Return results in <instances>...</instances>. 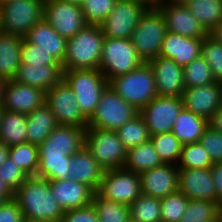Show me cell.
<instances>
[{
	"label": "cell",
	"instance_id": "cell-55",
	"mask_svg": "<svg viewBox=\"0 0 222 222\" xmlns=\"http://www.w3.org/2000/svg\"><path fill=\"white\" fill-rule=\"evenodd\" d=\"M190 0H154L153 3H165V4H182L185 5Z\"/></svg>",
	"mask_w": 222,
	"mask_h": 222
},
{
	"label": "cell",
	"instance_id": "cell-42",
	"mask_svg": "<svg viewBox=\"0 0 222 222\" xmlns=\"http://www.w3.org/2000/svg\"><path fill=\"white\" fill-rule=\"evenodd\" d=\"M188 200L180 191L161 198V222H179L184 215Z\"/></svg>",
	"mask_w": 222,
	"mask_h": 222
},
{
	"label": "cell",
	"instance_id": "cell-34",
	"mask_svg": "<svg viewBox=\"0 0 222 222\" xmlns=\"http://www.w3.org/2000/svg\"><path fill=\"white\" fill-rule=\"evenodd\" d=\"M10 159L28 176H37L39 165L38 146L29 142L9 146Z\"/></svg>",
	"mask_w": 222,
	"mask_h": 222
},
{
	"label": "cell",
	"instance_id": "cell-59",
	"mask_svg": "<svg viewBox=\"0 0 222 222\" xmlns=\"http://www.w3.org/2000/svg\"><path fill=\"white\" fill-rule=\"evenodd\" d=\"M20 222H42V221H36V220H32V219H28V218H25L23 217Z\"/></svg>",
	"mask_w": 222,
	"mask_h": 222
},
{
	"label": "cell",
	"instance_id": "cell-9",
	"mask_svg": "<svg viewBox=\"0 0 222 222\" xmlns=\"http://www.w3.org/2000/svg\"><path fill=\"white\" fill-rule=\"evenodd\" d=\"M85 147L103 170L123 168L127 149L116 131L87 127Z\"/></svg>",
	"mask_w": 222,
	"mask_h": 222
},
{
	"label": "cell",
	"instance_id": "cell-48",
	"mask_svg": "<svg viewBox=\"0 0 222 222\" xmlns=\"http://www.w3.org/2000/svg\"><path fill=\"white\" fill-rule=\"evenodd\" d=\"M60 222H99L98 216L92 203L78 209L64 211Z\"/></svg>",
	"mask_w": 222,
	"mask_h": 222
},
{
	"label": "cell",
	"instance_id": "cell-27",
	"mask_svg": "<svg viewBox=\"0 0 222 222\" xmlns=\"http://www.w3.org/2000/svg\"><path fill=\"white\" fill-rule=\"evenodd\" d=\"M23 38L0 32V78L12 80L21 65Z\"/></svg>",
	"mask_w": 222,
	"mask_h": 222
},
{
	"label": "cell",
	"instance_id": "cell-1",
	"mask_svg": "<svg viewBox=\"0 0 222 222\" xmlns=\"http://www.w3.org/2000/svg\"><path fill=\"white\" fill-rule=\"evenodd\" d=\"M25 218L42 222H60L64 210L53 197L50 181L38 176H28L13 193Z\"/></svg>",
	"mask_w": 222,
	"mask_h": 222
},
{
	"label": "cell",
	"instance_id": "cell-26",
	"mask_svg": "<svg viewBox=\"0 0 222 222\" xmlns=\"http://www.w3.org/2000/svg\"><path fill=\"white\" fill-rule=\"evenodd\" d=\"M70 166L69 180L86 184L97 192L104 170L85 146L71 156Z\"/></svg>",
	"mask_w": 222,
	"mask_h": 222
},
{
	"label": "cell",
	"instance_id": "cell-6",
	"mask_svg": "<svg viewBox=\"0 0 222 222\" xmlns=\"http://www.w3.org/2000/svg\"><path fill=\"white\" fill-rule=\"evenodd\" d=\"M44 0H12L0 5V30L24 37L43 19Z\"/></svg>",
	"mask_w": 222,
	"mask_h": 222
},
{
	"label": "cell",
	"instance_id": "cell-46",
	"mask_svg": "<svg viewBox=\"0 0 222 222\" xmlns=\"http://www.w3.org/2000/svg\"><path fill=\"white\" fill-rule=\"evenodd\" d=\"M26 175L15 163L10 159L0 166V178L3 180L9 190L14 193L26 180Z\"/></svg>",
	"mask_w": 222,
	"mask_h": 222
},
{
	"label": "cell",
	"instance_id": "cell-32",
	"mask_svg": "<svg viewBox=\"0 0 222 222\" xmlns=\"http://www.w3.org/2000/svg\"><path fill=\"white\" fill-rule=\"evenodd\" d=\"M162 164L153 143L149 140L127 150V158L123 168L141 174Z\"/></svg>",
	"mask_w": 222,
	"mask_h": 222
},
{
	"label": "cell",
	"instance_id": "cell-10",
	"mask_svg": "<svg viewBox=\"0 0 222 222\" xmlns=\"http://www.w3.org/2000/svg\"><path fill=\"white\" fill-rule=\"evenodd\" d=\"M152 0H116L109 16L99 25L104 37L130 39Z\"/></svg>",
	"mask_w": 222,
	"mask_h": 222
},
{
	"label": "cell",
	"instance_id": "cell-30",
	"mask_svg": "<svg viewBox=\"0 0 222 222\" xmlns=\"http://www.w3.org/2000/svg\"><path fill=\"white\" fill-rule=\"evenodd\" d=\"M208 126V120L183 108L174 122L172 133L182 145L197 143Z\"/></svg>",
	"mask_w": 222,
	"mask_h": 222
},
{
	"label": "cell",
	"instance_id": "cell-64",
	"mask_svg": "<svg viewBox=\"0 0 222 222\" xmlns=\"http://www.w3.org/2000/svg\"><path fill=\"white\" fill-rule=\"evenodd\" d=\"M128 222H141V221L130 218Z\"/></svg>",
	"mask_w": 222,
	"mask_h": 222
},
{
	"label": "cell",
	"instance_id": "cell-45",
	"mask_svg": "<svg viewBox=\"0 0 222 222\" xmlns=\"http://www.w3.org/2000/svg\"><path fill=\"white\" fill-rule=\"evenodd\" d=\"M21 63L29 65H61L53 56L40 49V46L28 43L24 38Z\"/></svg>",
	"mask_w": 222,
	"mask_h": 222
},
{
	"label": "cell",
	"instance_id": "cell-47",
	"mask_svg": "<svg viewBox=\"0 0 222 222\" xmlns=\"http://www.w3.org/2000/svg\"><path fill=\"white\" fill-rule=\"evenodd\" d=\"M207 150L213 163L222 162V133L213 129L210 125L205 129L200 141Z\"/></svg>",
	"mask_w": 222,
	"mask_h": 222
},
{
	"label": "cell",
	"instance_id": "cell-25",
	"mask_svg": "<svg viewBox=\"0 0 222 222\" xmlns=\"http://www.w3.org/2000/svg\"><path fill=\"white\" fill-rule=\"evenodd\" d=\"M62 65H29L21 63L12 80L42 89L50 90L62 79Z\"/></svg>",
	"mask_w": 222,
	"mask_h": 222
},
{
	"label": "cell",
	"instance_id": "cell-52",
	"mask_svg": "<svg viewBox=\"0 0 222 222\" xmlns=\"http://www.w3.org/2000/svg\"><path fill=\"white\" fill-rule=\"evenodd\" d=\"M209 35L217 42L222 44V21L212 31L209 32Z\"/></svg>",
	"mask_w": 222,
	"mask_h": 222
},
{
	"label": "cell",
	"instance_id": "cell-14",
	"mask_svg": "<svg viewBox=\"0 0 222 222\" xmlns=\"http://www.w3.org/2000/svg\"><path fill=\"white\" fill-rule=\"evenodd\" d=\"M183 108L181 97L156 96L139 114L145 120L151 136L171 132Z\"/></svg>",
	"mask_w": 222,
	"mask_h": 222
},
{
	"label": "cell",
	"instance_id": "cell-5",
	"mask_svg": "<svg viewBox=\"0 0 222 222\" xmlns=\"http://www.w3.org/2000/svg\"><path fill=\"white\" fill-rule=\"evenodd\" d=\"M167 27L161 12L150 6L141 16L138 25L132 32L131 42L137 54L144 62L159 56Z\"/></svg>",
	"mask_w": 222,
	"mask_h": 222
},
{
	"label": "cell",
	"instance_id": "cell-20",
	"mask_svg": "<svg viewBox=\"0 0 222 222\" xmlns=\"http://www.w3.org/2000/svg\"><path fill=\"white\" fill-rule=\"evenodd\" d=\"M178 167L162 164L140 174L141 194L164 198L178 191Z\"/></svg>",
	"mask_w": 222,
	"mask_h": 222
},
{
	"label": "cell",
	"instance_id": "cell-36",
	"mask_svg": "<svg viewBox=\"0 0 222 222\" xmlns=\"http://www.w3.org/2000/svg\"><path fill=\"white\" fill-rule=\"evenodd\" d=\"M92 205L96 210L99 222H128L130 207L120 202L104 199L94 192Z\"/></svg>",
	"mask_w": 222,
	"mask_h": 222
},
{
	"label": "cell",
	"instance_id": "cell-54",
	"mask_svg": "<svg viewBox=\"0 0 222 222\" xmlns=\"http://www.w3.org/2000/svg\"><path fill=\"white\" fill-rule=\"evenodd\" d=\"M0 196H13V193L5 185L3 180L0 178Z\"/></svg>",
	"mask_w": 222,
	"mask_h": 222
},
{
	"label": "cell",
	"instance_id": "cell-60",
	"mask_svg": "<svg viewBox=\"0 0 222 222\" xmlns=\"http://www.w3.org/2000/svg\"><path fill=\"white\" fill-rule=\"evenodd\" d=\"M3 111H4V109H3L2 103H0V118H1V115H2Z\"/></svg>",
	"mask_w": 222,
	"mask_h": 222
},
{
	"label": "cell",
	"instance_id": "cell-61",
	"mask_svg": "<svg viewBox=\"0 0 222 222\" xmlns=\"http://www.w3.org/2000/svg\"><path fill=\"white\" fill-rule=\"evenodd\" d=\"M9 1H12V0H0V5H3L4 3L9 2Z\"/></svg>",
	"mask_w": 222,
	"mask_h": 222
},
{
	"label": "cell",
	"instance_id": "cell-58",
	"mask_svg": "<svg viewBox=\"0 0 222 222\" xmlns=\"http://www.w3.org/2000/svg\"><path fill=\"white\" fill-rule=\"evenodd\" d=\"M13 196H0V205L4 202V201H7V200H10L12 199Z\"/></svg>",
	"mask_w": 222,
	"mask_h": 222
},
{
	"label": "cell",
	"instance_id": "cell-2",
	"mask_svg": "<svg viewBox=\"0 0 222 222\" xmlns=\"http://www.w3.org/2000/svg\"><path fill=\"white\" fill-rule=\"evenodd\" d=\"M104 39L99 25H86L67 39L63 70L99 69Z\"/></svg>",
	"mask_w": 222,
	"mask_h": 222
},
{
	"label": "cell",
	"instance_id": "cell-63",
	"mask_svg": "<svg viewBox=\"0 0 222 222\" xmlns=\"http://www.w3.org/2000/svg\"><path fill=\"white\" fill-rule=\"evenodd\" d=\"M213 222H222V215L217 220H215Z\"/></svg>",
	"mask_w": 222,
	"mask_h": 222
},
{
	"label": "cell",
	"instance_id": "cell-50",
	"mask_svg": "<svg viewBox=\"0 0 222 222\" xmlns=\"http://www.w3.org/2000/svg\"><path fill=\"white\" fill-rule=\"evenodd\" d=\"M210 170L217 193V203L222 207V162L214 163Z\"/></svg>",
	"mask_w": 222,
	"mask_h": 222
},
{
	"label": "cell",
	"instance_id": "cell-39",
	"mask_svg": "<svg viewBox=\"0 0 222 222\" xmlns=\"http://www.w3.org/2000/svg\"><path fill=\"white\" fill-rule=\"evenodd\" d=\"M185 88L205 86L217 82L206 60L200 55L183 67Z\"/></svg>",
	"mask_w": 222,
	"mask_h": 222
},
{
	"label": "cell",
	"instance_id": "cell-29",
	"mask_svg": "<svg viewBox=\"0 0 222 222\" xmlns=\"http://www.w3.org/2000/svg\"><path fill=\"white\" fill-rule=\"evenodd\" d=\"M57 126L55 115L44 103L27 114V142L39 146Z\"/></svg>",
	"mask_w": 222,
	"mask_h": 222
},
{
	"label": "cell",
	"instance_id": "cell-62",
	"mask_svg": "<svg viewBox=\"0 0 222 222\" xmlns=\"http://www.w3.org/2000/svg\"><path fill=\"white\" fill-rule=\"evenodd\" d=\"M219 85H220V89H221V98H222V79L220 81H218Z\"/></svg>",
	"mask_w": 222,
	"mask_h": 222
},
{
	"label": "cell",
	"instance_id": "cell-41",
	"mask_svg": "<svg viewBox=\"0 0 222 222\" xmlns=\"http://www.w3.org/2000/svg\"><path fill=\"white\" fill-rule=\"evenodd\" d=\"M212 162L207 150L200 142L182 146L178 169H206L211 168Z\"/></svg>",
	"mask_w": 222,
	"mask_h": 222
},
{
	"label": "cell",
	"instance_id": "cell-44",
	"mask_svg": "<svg viewBox=\"0 0 222 222\" xmlns=\"http://www.w3.org/2000/svg\"><path fill=\"white\" fill-rule=\"evenodd\" d=\"M201 56L209 64L216 81L222 79V44L208 35L201 45Z\"/></svg>",
	"mask_w": 222,
	"mask_h": 222
},
{
	"label": "cell",
	"instance_id": "cell-21",
	"mask_svg": "<svg viewBox=\"0 0 222 222\" xmlns=\"http://www.w3.org/2000/svg\"><path fill=\"white\" fill-rule=\"evenodd\" d=\"M50 189L64 211L90 205L94 194L86 184L69 179L50 181Z\"/></svg>",
	"mask_w": 222,
	"mask_h": 222
},
{
	"label": "cell",
	"instance_id": "cell-19",
	"mask_svg": "<svg viewBox=\"0 0 222 222\" xmlns=\"http://www.w3.org/2000/svg\"><path fill=\"white\" fill-rule=\"evenodd\" d=\"M178 191L188 199L217 202V193L210 168L179 169Z\"/></svg>",
	"mask_w": 222,
	"mask_h": 222
},
{
	"label": "cell",
	"instance_id": "cell-31",
	"mask_svg": "<svg viewBox=\"0 0 222 222\" xmlns=\"http://www.w3.org/2000/svg\"><path fill=\"white\" fill-rule=\"evenodd\" d=\"M27 114L4 110L0 118V141L6 146L27 142Z\"/></svg>",
	"mask_w": 222,
	"mask_h": 222
},
{
	"label": "cell",
	"instance_id": "cell-23",
	"mask_svg": "<svg viewBox=\"0 0 222 222\" xmlns=\"http://www.w3.org/2000/svg\"><path fill=\"white\" fill-rule=\"evenodd\" d=\"M24 39L28 43L40 46V49L53 56L61 65L63 64L67 39L60 36L44 18L30 29Z\"/></svg>",
	"mask_w": 222,
	"mask_h": 222
},
{
	"label": "cell",
	"instance_id": "cell-24",
	"mask_svg": "<svg viewBox=\"0 0 222 222\" xmlns=\"http://www.w3.org/2000/svg\"><path fill=\"white\" fill-rule=\"evenodd\" d=\"M80 150L39 149L37 176L49 181L66 180L71 171V156Z\"/></svg>",
	"mask_w": 222,
	"mask_h": 222
},
{
	"label": "cell",
	"instance_id": "cell-16",
	"mask_svg": "<svg viewBox=\"0 0 222 222\" xmlns=\"http://www.w3.org/2000/svg\"><path fill=\"white\" fill-rule=\"evenodd\" d=\"M45 103V92L37 87L18 83L14 80L4 82L2 106L4 110L29 114Z\"/></svg>",
	"mask_w": 222,
	"mask_h": 222
},
{
	"label": "cell",
	"instance_id": "cell-15",
	"mask_svg": "<svg viewBox=\"0 0 222 222\" xmlns=\"http://www.w3.org/2000/svg\"><path fill=\"white\" fill-rule=\"evenodd\" d=\"M161 12L167 31L189 38H206L209 32L186 5L153 3Z\"/></svg>",
	"mask_w": 222,
	"mask_h": 222
},
{
	"label": "cell",
	"instance_id": "cell-11",
	"mask_svg": "<svg viewBox=\"0 0 222 222\" xmlns=\"http://www.w3.org/2000/svg\"><path fill=\"white\" fill-rule=\"evenodd\" d=\"M97 193L104 199L130 206L141 195L140 174L124 168L104 170Z\"/></svg>",
	"mask_w": 222,
	"mask_h": 222
},
{
	"label": "cell",
	"instance_id": "cell-51",
	"mask_svg": "<svg viewBox=\"0 0 222 222\" xmlns=\"http://www.w3.org/2000/svg\"><path fill=\"white\" fill-rule=\"evenodd\" d=\"M209 125L222 133V106L214 113V115L209 120Z\"/></svg>",
	"mask_w": 222,
	"mask_h": 222
},
{
	"label": "cell",
	"instance_id": "cell-12",
	"mask_svg": "<svg viewBox=\"0 0 222 222\" xmlns=\"http://www.w3.org/2000/svg\"><path fill=\"white\" fill-rule=\"evenodd\" d=\"M45 104L55 115L58 125L87 127L88 119L82 114L73 90L63 79L45 92Z\"/></svg>",
	"mask_w": 222,
	"mask_h": 222
},
{
	"label": "cell",
	"instance_id": "cell-56",
	"mask_svg": "<svg viewBox=\"0 0 222 222\" xmlns=\"http://www.w3.org/2000/svg\"><path fill=\"white\" fill-rule=\"evenodd\" d=\"M63 1H67L73 4H77L79 6H82V4L84 3L85 0H63Z\"/></svg>",
	"mask_w": 222,
	"mask_h": 222
},
{
	"label": "cell",
	"instance_id": "cell-40",
	"mask_svg": "<svg viewBox=\"0 0 222 222\" xmlns=\"http://www.w3.org/2000/svg\"><path fill=\"white\" fill-rule=\"evenodd\" d=\"M129 207L132 219L141 222H161L159 198L141 194Z\"/></svg>",
	"mask_w": 222,
	"mask_h": 222
},
{
	"label": "cell",
	"instance_id": "cell-3",
	"mask_svg": "<svg viewBox=\"0 0 222 222\" xmlns=\"http://www.w3.org/2000/svg\"><path fill=\"white\" fill-rule=\"evenodd\" d=\"M109 86L138 111L158 96L154 73L148 62H143L127 74L112 78Z\"/></svg>",
	"mask_w": 222,
	"mask_h": 222
},
{
	"label": "cell",
	"instance_id": "cell-28",
	"mask_svg": "<svg viewBox=\"0 0 222 222\" xmlns=\"http://www.w3.org/2000/svg\"><path fill=\"white\" fill-rule=\"evenodd\" d=\"M87 127L58 125L38 149L81 150L85 146Z\"/></svg>",
	"mask_w": 222,
	"mask_h": 222
},
{
	"label": "cell",
	"instance_id": "cell-7",
	"mask_svg": "<svg viewBox=\"0 0 222 222\" xmlns=\"http://www.w3.org/2000/svg\"><path fill=\"white\" fill-rule=\"evenodd\" d=\"M143 62L130 39L105 37L99 70L108 81L135 70Z\"/></svg>",
	"mask_w": 222,
	"mask_h": 222
},
{
	"label": "cell",
	"instance_id": "cell-8",
	"mask_svg": "<svg viewBox=\"0 0 222 222\" xmlns=\"http://www.w3.org/2000/svg\"><path fill=\"white\" fill-rule=\"evenodd\" d=\"M138 114V110L108 86L88 120L87 127L117 131Z\"/></svg>",
	"mask_w": 222,
	"mask_h": 222
},
{
	"label": "cell",
	"instance_id": "cell-22",
	"mask_svg": "<svg viewBox=\"0 0 222 222\" xmlns=\"http://www.w3.org/2000/svg\"><path fill=\"white\" fill-rule=\"evenodd\" d=\"M203 39L189 38L167 31L159 55L173 59L178 65L184 67L201 55Z\"/></svg>",
	"mask_w": 222,
	"mask_h": 222
},
{
	"label": "cell",
	"instance_id": "cell-49",
	"mask_svg": "<svg viewBox=\"0 0 222 222\" xmlns=\"http://www.w3.org/2000/svg\"><path fill=\"white\" fill-rule=\"evenodd\" d=\"M22 218V211L13 198L0 205V222H20Z\"/></svg>",
	"mask_w": 222,
	"mask_h": 222
},
{
	"label": "cell",
	"instance_id": "cell-57",
	"mask_svg": "<svg viewBox=\"0 0 222 222\" xmlns=\"http://www.w3.org/2000/svg\"><path fill=\"white\" fill-rule=\"evenodd\" d=\"M4 82L5 81L2 78H0V103H2V89H3Z\"/></svg>",
	"mask_w": 222,
	"mask_h": 222
},
{
	"label": "cell",
	"instance_id": "cell-33",
	"mask_svg": "<svg viewBox=\"0 0 222 222\" xmlns=\"http://www.w3.org/2000/svg\"><path fill=\"white\" fill-rule=\"evenodd\" d=\"M185 5L208 32L222 21V0H190Z\"/></svg>",
	"mask_w": 222,
	"mask_h": 222
},
{
	"label": "cell",
	"instance_id": "cell-53",
	"mask_svg": "<svg viewBox=\"0 0 222 222\" xmlns=\"http://www.w3.org/2000/svg\"><path fill=\"white\" fill-rule=\"evenodd\" d=\"M9 155V147L0 141V166L7 160Z\"/></svg>",
	"mask_w": 222,
	"mask_h": 222
},
{
	"label": "cell",
	"instance_id": "cell-37",
	"mask_svg": "<svg viewBox=\"0 0 222 222\" xmlns=\"http://www.w3.org/2000/svg\"><path fill=\"white\" fill-rule=\"evenodd\" d=\"M150 140L163 164L178 165L183 145L172 131L151 135Z\"/></svg>",
	"mask_w": 222,
	"mask_h": 222
},
{
	"label": "cell",
	"instance_id": "cell-35",
	"mask_svg": "<svg viewBox=\"0 0 222 222\" xmlns=\"http://www.w3.org/2000/svg\"><path fill=\"white\" fill-rule=\"evenodd\" d=\"M221 215L222 207L217 202L189 199L179 222H213Z\"/></svg>",
	"mask_w": 222,
	"mask_h": 222
},
{
	"label": "cell",
	"instance_id": "cell-38",
	"mask_svg": "<svg viewBox=\"0 0 222 222\" xmlns=\"http://www.w3.org/2000/svg\"><path fill=\"white\" fill-rule=\"evenodd\" d=\"M127 150L150 140V133L143 117L138 114L116 131Z\"/></svg>",
	"mask_w": 222,
	"mask_h": 222
},
{
	"label": "cell",
	"instance_id": "cell-13",
	"mask_svg": "<svg viewBox=\"0 0 222 222\" xmlns=\"http://www.w3.org/2000/svg\"><path fill=\"white\" fill-rule=\"evenodd\" d=\"M43 18L65 39L87 25L81 6L63 0H44Z\"/></svg>",
	"mask_w": 222,
	"mask_h": 222
},
{
	"label": "cell",
	"instance_id": "cell-17",
	"mask_svg": "<svg viewBox=\"0 0 222 222\" xmlns=\"http://www.w3.org/2000/svg\"><path fill=\"white\" fill-rule=\"evenodd\" d=\"M156 82L158 96L181 97L185 91L183 67L173 59L157 56L149 62Z\"/></svg>",
	"mask_w": 222,
	"mask_h": 222
},
{
	"label": "cell",
	"instance_id": "cell-4",
	"mask_svg": "<svg viewBox=\"0 0 222 222\" xmlns=\"http://www.w3.org/2000/svg\"><path fill=\"white\" fill-rule=\"evenodd\" d=\"M62 79L73 90L82 114L89 120L109 81L99 69L63 70Z\"/></svg>",
	"mask_w": 222,
	"mask_h": 222
},
{
	"label": "cell",
	"instance_id": "cell-18",
	"mask_svg": "<svg viewBox=\"0 0 222 222\" xmlns=\"http://www.w3.org/2000/svg\"><path fill=\"white\" fill-rule=\"evenodd\" d=\"M181 98L184 109L192 111L208 121L222 106L221 89L218 81L205 86L186 88Z\"/></svg>",
	"mask_w": 222,
	"mask_h": 222
},
{
	"label": "cell",
	"instance_id": "cell-43",
	"mask_svg": "<svg viewBox=\"0 0 222 222\" xmlns=\"http://www.w3.org/2000/svg\"><path fill=\"white\" fill-rule=\"evenodd\" d=\"M116 0H85L82 12L87 25H100L111 13Z\"/></svg>",
	"mask_w": 222,
	"mask_h": 222
}]
</instances>
